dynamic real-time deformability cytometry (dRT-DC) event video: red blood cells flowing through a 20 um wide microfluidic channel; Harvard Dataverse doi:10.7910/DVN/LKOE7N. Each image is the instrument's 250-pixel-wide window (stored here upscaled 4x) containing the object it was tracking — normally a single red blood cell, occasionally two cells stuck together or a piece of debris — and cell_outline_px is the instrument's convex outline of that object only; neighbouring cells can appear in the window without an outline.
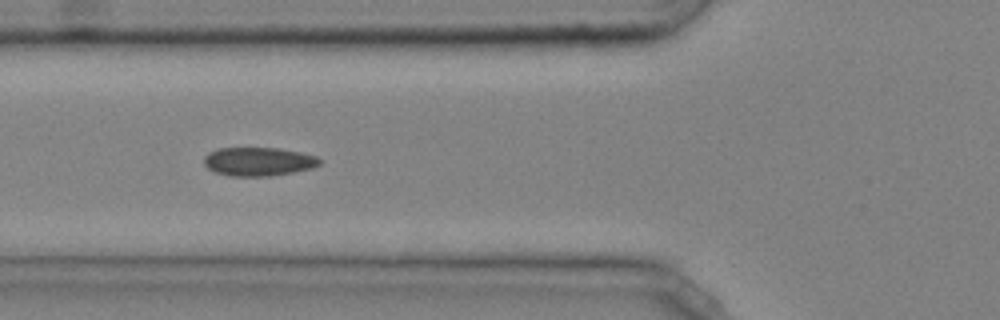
{"species": "common noctule bat (a hibernating species)", "species_latin": "Nyctalus noctula", "temperature_condition": "cold", "stored_images_in_passage": 25, "camera_frame_rate_fps": 3000, "um_per_image_px": 0.085, "animal": {"sex": "male", "body_mass_g": 20.4}, "frame": {"image": 1, "passage_image": 8, "time_ms": 2.333, "image_size_px": [1000, 320], "cell_outline_px": [[320, 164], [312, 168], [272, 176], [228, 176], [216, 172], [208, 168], [204, 164], [204, 156], [208, 152], [216, 148], [280, 148], [300, 152], [316, 156], [320, 160]], "centroid_in_image_um": [21.94, 13.73], "position_along_channel_um": 103.9, "area_um2": 19.36}}